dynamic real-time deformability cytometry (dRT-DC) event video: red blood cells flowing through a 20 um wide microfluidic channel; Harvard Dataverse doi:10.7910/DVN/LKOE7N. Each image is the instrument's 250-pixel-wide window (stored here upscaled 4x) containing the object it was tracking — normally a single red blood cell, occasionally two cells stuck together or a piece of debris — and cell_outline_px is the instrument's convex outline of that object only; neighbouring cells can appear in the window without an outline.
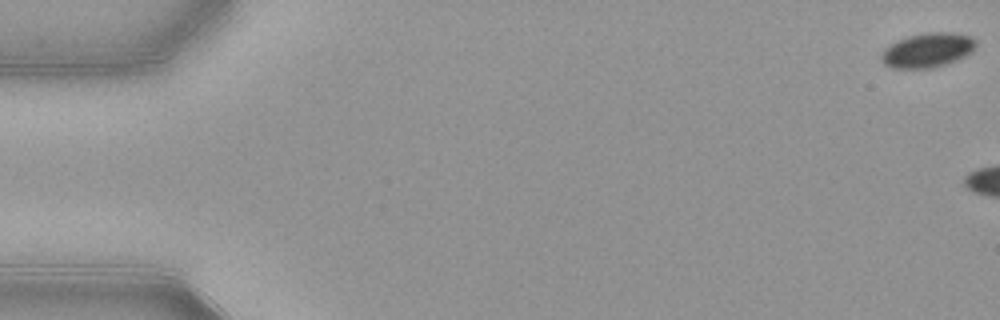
{"species": "common noctule bat (a hibernating species)", "species_latin": "Nyctalus noctula", "temperature_condition": "warm", "stored_images_in_passage": 5, "camera_frame_rate_fps": 3000, "um_per_image_px": 0.085, "animal": {"sex": "female", "body_mass_g": 21.9}, "frame": {"image": 1, "passage_image": 1, "time_ms": 0.0, "image_size_px": [1000, 320], "cell_outline_px": [[976, 44], [972, 52], [956, 60], [932, 68], [892, 68], [884, 64], [880, 60], [880, 52], [888, 44], [908, 36], [924, 32], [952, 32], [968, 36], [976, 40]], "centroid_in_image_um": [78.79, 4.26], "position_along_channel_um": 6.2, "area_um2": 19.13}}